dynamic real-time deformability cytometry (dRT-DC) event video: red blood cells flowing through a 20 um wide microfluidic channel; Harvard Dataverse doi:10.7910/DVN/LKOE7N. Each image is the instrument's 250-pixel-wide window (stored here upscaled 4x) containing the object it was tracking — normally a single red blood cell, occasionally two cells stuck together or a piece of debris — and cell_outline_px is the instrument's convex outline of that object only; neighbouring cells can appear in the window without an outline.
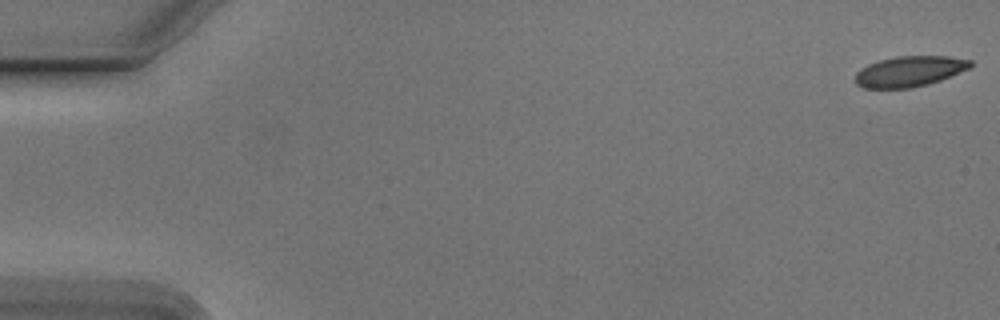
{"species": "Egyptian fruit bat (a non-hibernating species)", "species_latin": "Rousettus aegyptiacus", "temperature_condition": "cold", "stored_images_in_passage": 10, "camera_frame_rate_fps": 3000, "um_per_image_px": 0.085, "animal": {"sex": "male"}, "frame": {"image": 1, "passage_image": 1, "time_ms": 0.0, "image_size_px": [1000, 320], "cell_outline_px": [[972, 64], [968, 68], [940, 80], [928, 84], [912, 88], [864, 88], [856, 84], [856, 72], [860, 68], [868, 64], [880, 60], [900, 56], [948, 56], [972, 60]], "centroid_in_image_um": [77.28, 6.06], "position_along_channel_um": 7.7, "area_um2": 20.35}}